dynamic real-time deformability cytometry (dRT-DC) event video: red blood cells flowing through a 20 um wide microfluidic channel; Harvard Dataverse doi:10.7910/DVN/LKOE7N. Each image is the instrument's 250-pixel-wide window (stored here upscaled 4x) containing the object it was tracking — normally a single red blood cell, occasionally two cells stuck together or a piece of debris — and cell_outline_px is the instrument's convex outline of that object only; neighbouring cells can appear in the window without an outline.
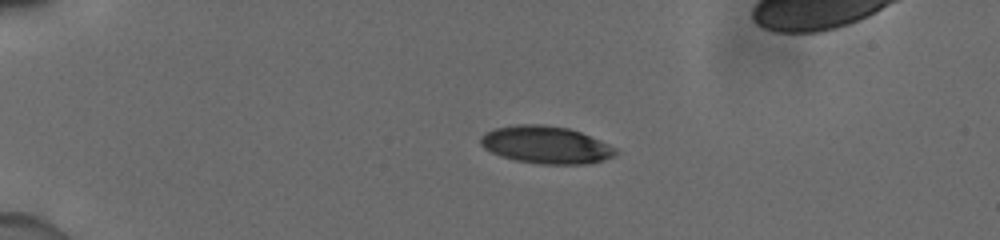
{"species": "human", "species_latin": "Homo sapiens", "temperature_condition": "cold", "stored_images_in_passage": 36, "camera_frame_rate_fps": 3000, "um_per_image_px": 0.085, "donor": {"sex": "male"}, "frame": {"image": 1, "passage_image": 16, "time_ms": 5.0, "image_size_px": [1000, 240], "cell_outline_px": [[600, 156], [592, 160], [536, 160], [516, 156], [488, 144], [484, 140], [488, 136], [496, 132], [516, 128], [552, 128], [572, 132], [584, 136], [588, 140]], "centroid_in_image_um": [46.2, 12.26], "position_along_channel_um": 38.8, "area_um2": 20.11}}